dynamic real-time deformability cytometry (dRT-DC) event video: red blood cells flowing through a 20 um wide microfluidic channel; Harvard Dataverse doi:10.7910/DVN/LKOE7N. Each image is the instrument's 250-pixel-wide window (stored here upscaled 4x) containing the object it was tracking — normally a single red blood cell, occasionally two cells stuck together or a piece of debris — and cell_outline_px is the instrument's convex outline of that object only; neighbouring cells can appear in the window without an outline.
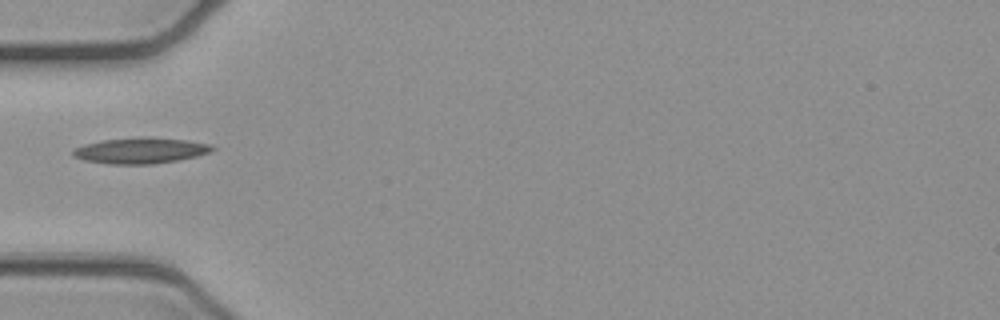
{"species": "common noctule bat (a hibernating species)", "species_latin": "Nyctalus noctula", "temperature_condition": "cold", "stored_images_in_passage": 6, "camera_frame_rate_fps": 3000, "um_per_image_px": 0.085, "animal": {"sex": "female", "body_mass_g": 21.9}, "frame": {"image": 1, "passage_image": 5, "time_ms": 1.333, "image_size_px": [1000, 320], "cell_outline_px": [[216, 148], [208, 152], [196, 156], [176, 160], [152, 164], [108, 164], [84, 160], [72, 156], [72, 148], [84, 144], [104, 140], [140, 136], [148, 136], [188, 140], [208, 144]], "centroid_in_image_um": [11.89, 12.78], "position_along_channel_um": 73.1, "area_um2": 21.1}}
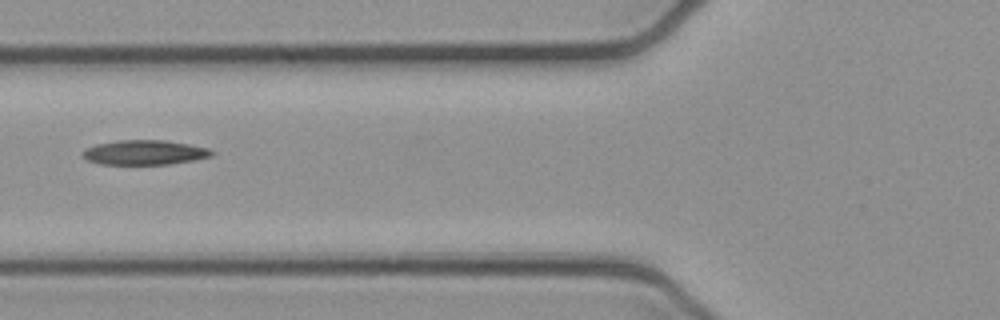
{"frame": {"image": 2, "passage_image": 6, "time_ms": 1.667, "image_size_px": [1000, 320], "cell_outline_px": [[216, 152], [212, 156], [196, 160], [168, 164], [100, 164], [88, 160], [80, 152], [84, 148], [96, 144], [116, 140], [164, 140], [188, 144], [208, 148]], "centroid_in_image_um": [12.29, 12.95], "position_along_channel_um": 113.5, "area_um2": 18.67}}